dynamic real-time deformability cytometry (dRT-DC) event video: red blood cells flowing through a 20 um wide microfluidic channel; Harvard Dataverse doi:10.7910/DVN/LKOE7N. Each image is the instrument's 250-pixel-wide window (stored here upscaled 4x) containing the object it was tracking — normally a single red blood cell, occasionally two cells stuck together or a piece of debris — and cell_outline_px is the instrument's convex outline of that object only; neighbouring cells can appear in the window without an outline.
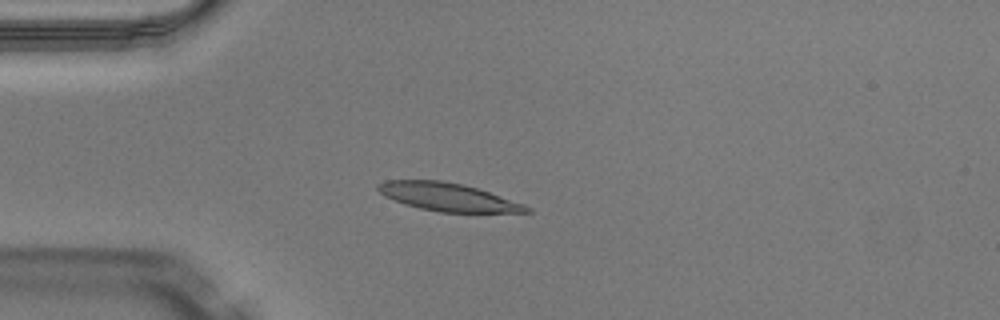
{"species": "Egyptian fruit bat (a non-hibernating species)", "species_latin": "Rousettus aegyptiacus", "temperature_condition": "warm", "stored_images_in_passage": 37, "camera_frame_rate_fps": 3000, "um_per_image_px": 0.085, "animal": {"sex": "male"}, "frame": {"image": 1, "passage_image": 1, "time_ms": 0.0, "image_size_px": [1000, 320], "cell_outline_px": [[532, 212], [440, 212], [420, 208], [404, 204], [384, 196], [376, 188], [376, 184], [384, 180], [444, 180], [464, 184], [524, 204], [532, 208]], "centroid_in_image_um": [38.03, 16.73], "position_along_channel_um": 47.0, "area_um2": 24.22}}
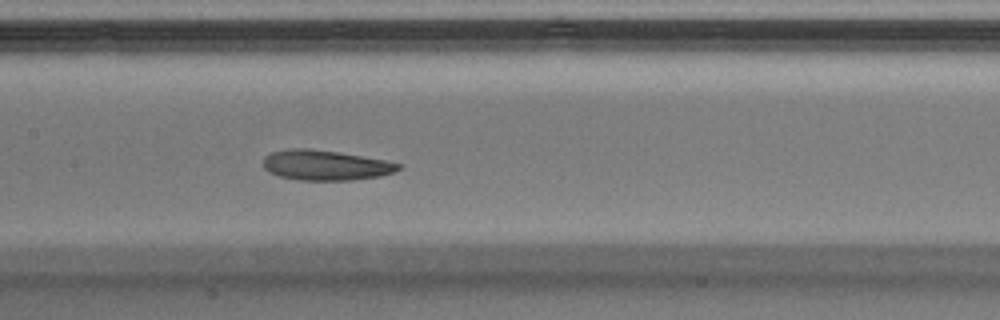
{"frame": {"image": 2, "passage_image": 12, "time_ms": 3.667, "image_size_px": [1000, 320], "cell_outline_px": [[404, 168], [396, 172], [380, 176], [352, 180], [300, 180], [280, 176], [268, 172], [264, 168], [264, 156], [272, 152], [292, 148], [308, 148], [340, 152], [384, 160], [404, 164]], "centroid_in_image_um": [27.72, 14.04], "position_along_channel_um": 179.7, "area_um2": 23.93}}
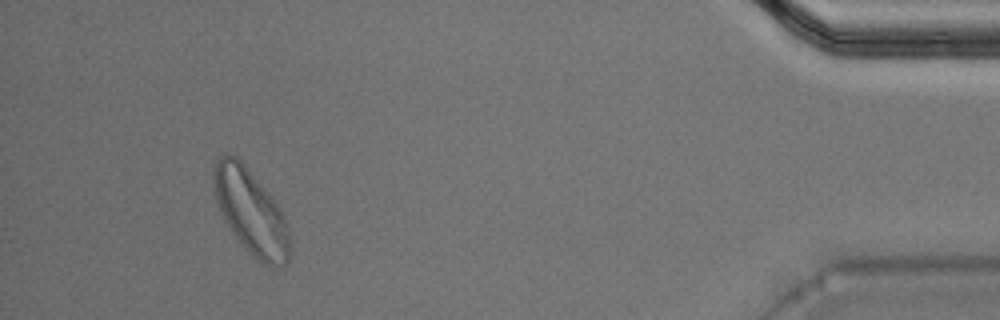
{"frame": {"image": 3, "passage_image": 34, "time_ms": 11.0, "image_size_px": [1000, 320], "cell_outline_px": [[292, 252], [288, 260], [280, 268], [272, 268], [264, 264], [248, 252], [224, 220], [216, 200], [212, 176], [212, 172], [216, 160], [224, 152], [228, 152], [236, 156], [244, 164], [280, 208], [284, 216], [288, 228], [292, 244]], "centroid_in_image_um": [21.34, 18.03], "position_along_channel_um": 413.9, "area_um2": 37.74}, "authors_computed_cell_mechanics": {"area_um2": 24.6806, "velocity_mm_per_s": 4.0473, "shape_relaxation_time_tau1_ms": 2.8941, "shape_relaxation_time_tau2_ms": 1.4811, "deformation_change_tau1": 0.1278, "deformation_change_tau2": 0.0836}}